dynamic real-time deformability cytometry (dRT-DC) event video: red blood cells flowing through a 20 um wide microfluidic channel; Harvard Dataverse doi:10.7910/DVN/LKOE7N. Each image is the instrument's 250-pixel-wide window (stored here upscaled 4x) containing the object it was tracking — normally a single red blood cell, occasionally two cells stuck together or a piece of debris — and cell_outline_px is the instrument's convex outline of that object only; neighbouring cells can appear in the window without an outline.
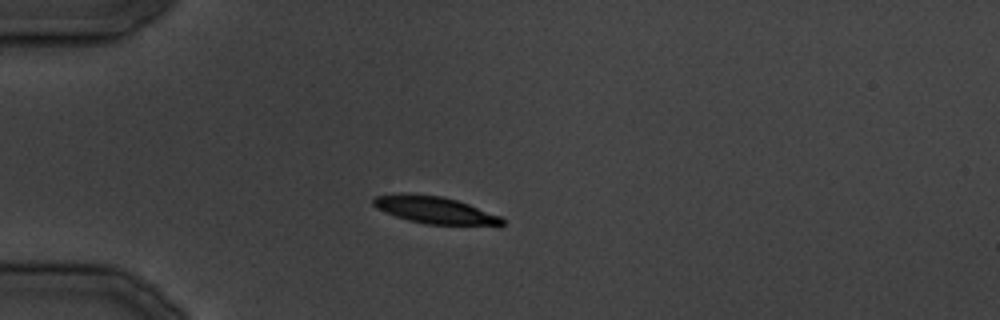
{"species": "common noctule bat (a hibernating species)", "species_latin": "Nyctalus noctula", "temperature_condition": "cold", "stored_images_in_passage": 7, "camera_frame_rate_fps": 3000, "um_per_image_px": 0.085, "animal": {"sex": "male", "body_mass_g": 19.5, "forearm_length_mm": 54.6}, "frame": {"image": 1, "passage_image": 1, "time_ms": 0.0, "image_size_px": [1000, 320], "cell_outline_px": [[504, 224], [500, 228], [424, 224], [408, 220], [384, 212], [376, 208], [372, 204], [372, 200], [376, 196], [412, 192], [444, 196], [468, 204], [500, 216], [504, 220]], "centroid_in_image_um": [37.05, 17.89], "position_along_channel_um": 47.9, "area_um2": 21.27}}
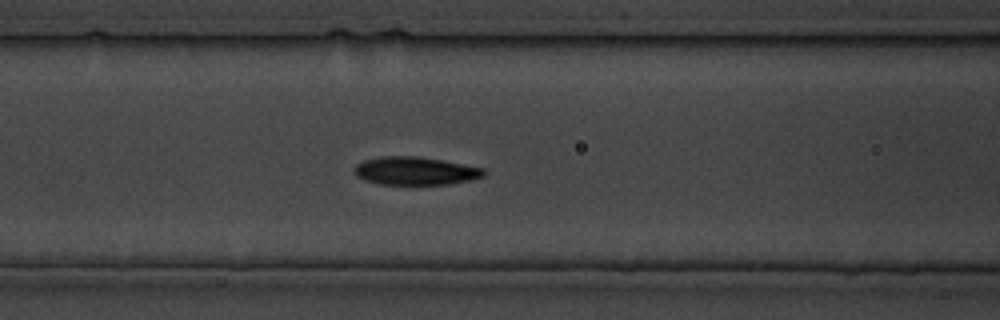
{"frame": {"image": 2, "passage_image": 7, "time_ms": 6.667, "image_size_px": [1000, 320], "cell_outline_px": [[488, 172], [484, 176], [468, 180], [448, 184], [380, 184], [364, 180], [356, 176], [352, 172], [352, 168], [356, 164], [364, 160], [380, 156], [416, 156], [440, 160], [484, 168]], "centroid_in_image_um": [35.24, 14.52], "position_along_channel_um": 131.4, "area_um2": 21.21}}